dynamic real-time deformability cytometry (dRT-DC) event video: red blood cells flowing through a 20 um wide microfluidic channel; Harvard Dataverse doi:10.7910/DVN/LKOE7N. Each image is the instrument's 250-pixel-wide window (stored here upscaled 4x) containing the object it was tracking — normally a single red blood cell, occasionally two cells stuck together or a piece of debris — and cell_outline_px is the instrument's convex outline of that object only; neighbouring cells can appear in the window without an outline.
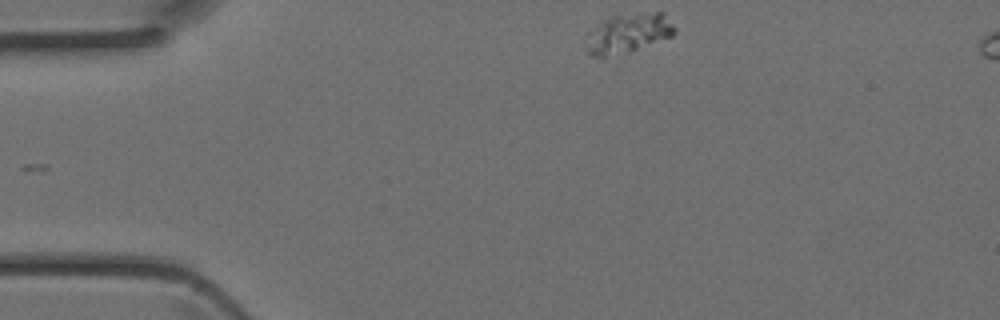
{"species": "Egyptian fruit bat (a non-hibernating species)", "species_latin": "Rousettus aegyptiacus", "temperature_condition": "room temperature", "stored_images_in_passage": 31, "camera_frame_rate_fps": 3000, "um_per_image_px": 0.085, "animal": {"sex": "female"}, "frame": {"image": 1, "passage_image": 1, "time_ms": 0.0, "image_size_px": [1000, 320], "cell_outline_px": [[676, 32], [672, 36], [636, 48], [604, 56], [592, 56], [588, 52], [588, 48], [596, 28], [604, 20], [612, 16], [656, 12], [664, 12], [676, 28]], "centroid_in_image_um": [53.54, 2.78], "position_along_channel_um": 31.5, "area_um2": 18.84}}
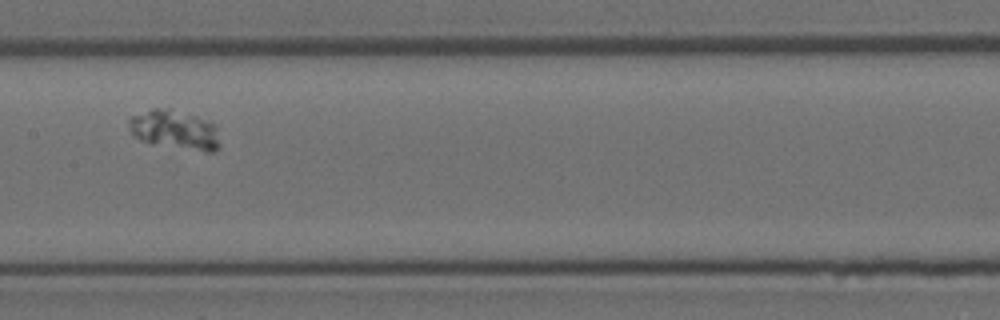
{"frame": {"image": 2, "passage_image": 15, "time_ms": 4.667, "image_size_px": [1000, 320], "cell_outline_px": [[220, 148], [216, 152], [208, 152], [152, 144], [140, 140], [132, 132], [128, 120], [128, 116], [152, 108], [168, 108], [216, 124], [220, 144]], "centroid_in_image_um": [14.86, 11.05], "position_along_channel_um": 192.5, "area_um2": 20.81}}
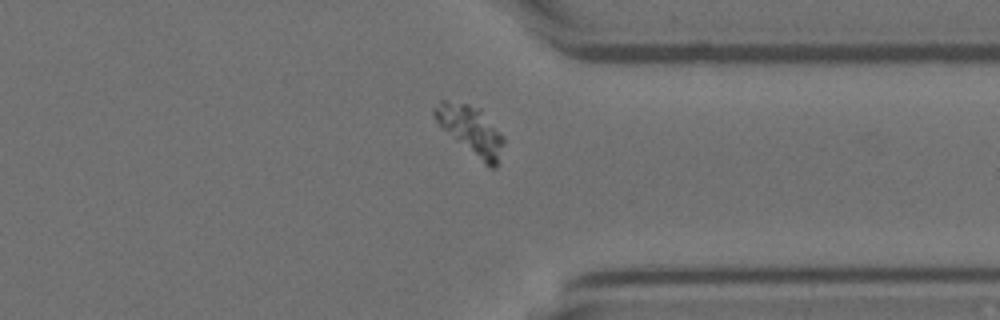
{"frame": {"image": 3, "passage_image": 27, "time_ms": 8.667, "image_size_px": [1000, 320], "cell_outline_px": [[504, 144], [496, 168], [488, 168], [440, 128], [432, 112], [432, 108], [440, 100], [444, 100], [468, 104], [480, 108], [504, 140]], "centroid_in_image_um": [39.98, 11.09], "position_along_channel_um": 371.4, "area_um2": 19.71}}